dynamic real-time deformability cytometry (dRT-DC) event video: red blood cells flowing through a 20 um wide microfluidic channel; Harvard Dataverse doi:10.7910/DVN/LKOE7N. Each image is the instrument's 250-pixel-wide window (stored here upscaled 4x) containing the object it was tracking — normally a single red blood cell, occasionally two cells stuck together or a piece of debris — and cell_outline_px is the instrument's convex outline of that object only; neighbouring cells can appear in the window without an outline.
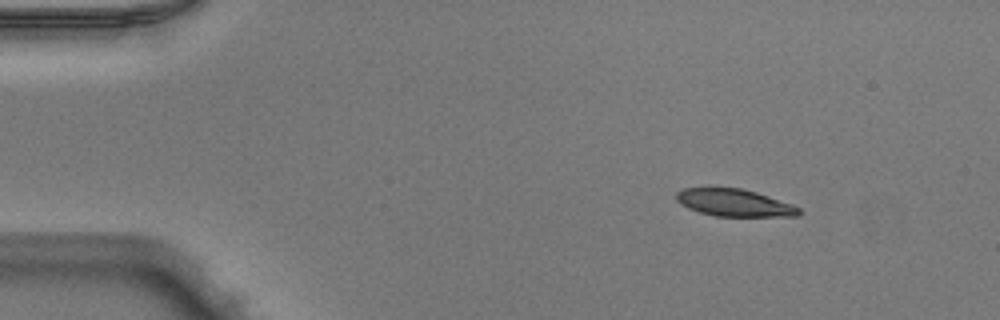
{"species": "Egyptian fruit bat (a non-hibernating species)", "species_latin": "Rousettus aegyptiacus", "temperature_condition": "warm", "stored_images_in_passage": 45, "camera_frame_rate_fps": 3000, "um_per_image_px": 0.085, "animal": {"sex": "male"}, "frame": {"image": 1, "passage_image": 1, "time_ms": 0.0, "image_size_px": [1000, 320], "cell_outline_px": [[804, 212], [800, 216], [716, 216], [700, 212], [688, 208], [680, 204], [676, 200], [676, 192], [680, 188], [708, 184], [712, 184], [740, 188], [756, 192], [792, 204], [800, 208]], "centroid_in_image_um": [62.34, 17.17], "position_along_channel_um": 22.7, "area_um2": 20.46}}
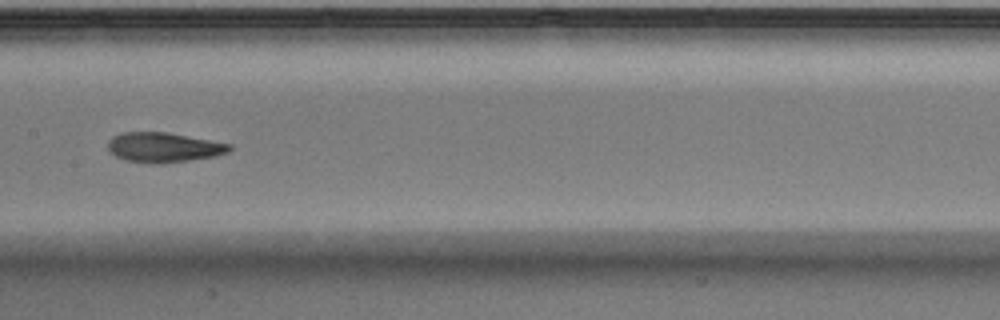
{"frame": {"image": 2, "passage_image": 20, "time_ms": 6.333, "image_size_px": [1000, 320], "cell_outline_px": [[232, 148], [228, 152], [216, 156], [164, 164], [148, 164], [124, 160], [116, 156], [108, 148], [108, 140], [112, 136], [120, 132], [168, 132], [232, 144]], "centroid_in_image_um": [13.9, 12.53], "position_along_channel_um": 193.5, "area_um2": 21.44}}
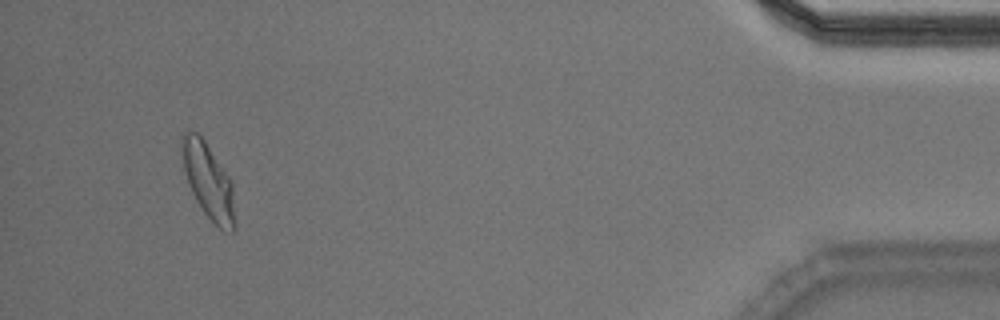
{"frame": {"image": 3, "passage_image": 42, "time_ms": 13.667, "image_size_px": [1000, 320], "cell_outline_px": [[236, 224], [232, 232], [224, 232], [204, 212], [196, 200], [188, 184], [184, 168], [180, 148], [180, 136], [184, 128], [188, 128], [200, 132], [232, 180]], "centroid_in_image_um": [17.69, 15.28], "position_along_channel_um": 417.5, "area_um2": 24.04}, "authors_computed_cell_mechanics": {"area_um2": 21.386, "velocity_mm_per_s": 3.9926, "shape_relaxation_time_tau1_ms": 7.6471, "shape_relaxation_time_tau2_ms": 1.8078, "deformation_change_tau1": 0.2614, "deformation_change_tau2": 0.0891}}